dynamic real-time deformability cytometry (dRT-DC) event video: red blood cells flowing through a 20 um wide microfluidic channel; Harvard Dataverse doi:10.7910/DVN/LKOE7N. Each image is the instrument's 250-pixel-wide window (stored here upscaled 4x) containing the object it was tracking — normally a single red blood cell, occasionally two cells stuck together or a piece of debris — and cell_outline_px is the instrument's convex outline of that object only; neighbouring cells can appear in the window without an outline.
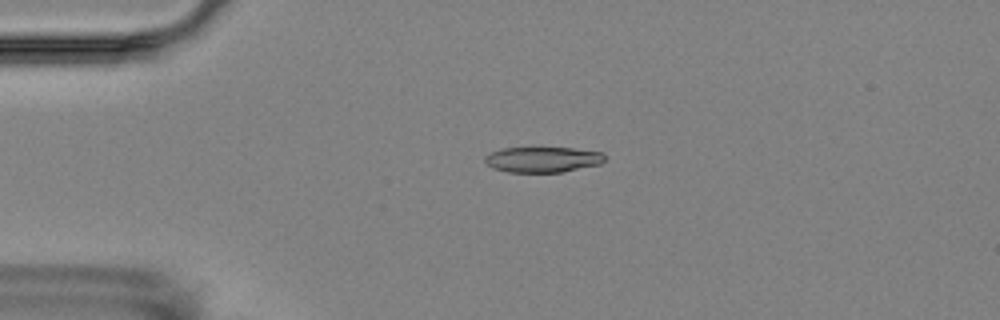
{"species": "Egyptian fruit bat (a non-hibernating species)", "species_latin": "Rousettus aegyptiacus", "temperature_condition": "room temperature", "stored_images_in_passage": 4, "camera_frame_rate_fps": 3000, "um_per_image_px": 0.085, "animal": {"sex": "female"}, "frame": {"image": 1, "passage_image": 3, "time_ms": 2.0, "image_size_px": [1000, 320], "cell_outline_px": [[604, 160], [600, 164], [564, 172], [508, 172], [492, 168], [484, 160], [484, 156], [492, 152], [504, 148], [572, 148], [604, 152]], "centroid_in_image_um": [46.14, 13.56], "position_along_channel_um": 38.9, "area_um2": 17.8}}